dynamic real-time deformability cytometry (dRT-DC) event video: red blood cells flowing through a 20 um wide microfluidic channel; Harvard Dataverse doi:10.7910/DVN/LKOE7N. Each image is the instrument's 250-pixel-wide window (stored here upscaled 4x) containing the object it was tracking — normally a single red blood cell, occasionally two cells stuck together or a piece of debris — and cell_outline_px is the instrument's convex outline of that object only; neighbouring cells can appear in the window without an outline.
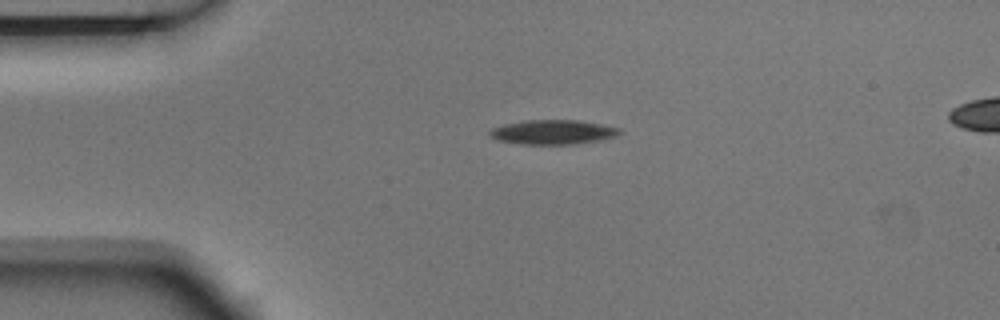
{"species": "Egyptian fruit bat (a non-hibernating species)", "species_latin": "Rousettus aegyptiacus", "temperature_condition": "room temperature", "stored_images_in_passage": 6, "segment_of_instrument_passage": [1, 2], "camera_frame_rate_fps": 3000, "um_per_image_px": 0.085, "animal": {"sex": "male"}, "frame": {"image": 1, "passage_image": 4, "time_ms": 1.0, "image_size_px": [1000, 320], "cell_outline_px": [[620, 132], [616, 136], [600, 140], [576, 144], [520, 144], [496, 140], [488, 136], [488, 132], [492, 128], [504, 124], [524, 120], [576, 120], [600, 124], [620, 128]], "centroid_in_image_um": [46.94, 11.23], "position_along_channel_um": 38.1, "area_um2": 18.55}}